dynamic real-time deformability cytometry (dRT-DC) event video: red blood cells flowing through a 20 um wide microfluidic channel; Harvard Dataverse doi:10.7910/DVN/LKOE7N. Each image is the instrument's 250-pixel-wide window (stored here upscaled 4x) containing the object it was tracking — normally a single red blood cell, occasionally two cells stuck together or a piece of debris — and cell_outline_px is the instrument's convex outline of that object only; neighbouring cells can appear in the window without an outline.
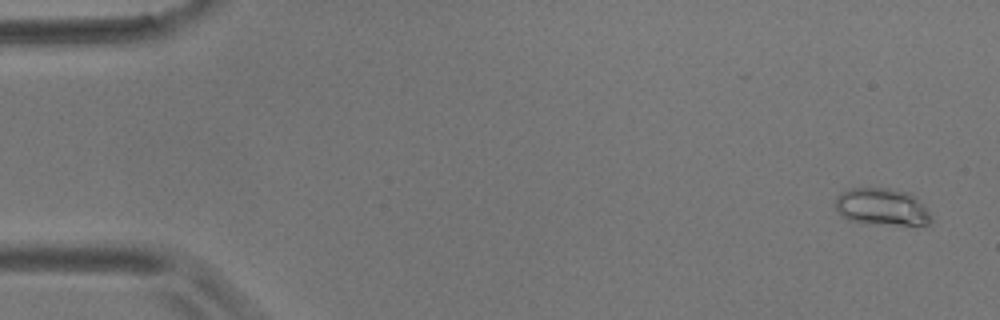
{"species": "common noctule bat (a hibernating species)", "species_latin": "Nyctalus noctula", "temperature_condition": "room temperature", "stored_images_in_passage": 5, "camera_frame_rate_fps": 3000, "um_per_image_px": 0.085, "animal": {"sex": "male", "body_mass_g": 17.9}, "frame": {"image": 1, "passage_image": 1, "time_ms": 0.0, "image_size_px": [1000, 320], "cell_outline_px": [[932, 220], [928, 224], [868, 224], [848, 220], [832, 204], [836, 196], [840, 192], [848, 188], [888, 188], [908, 192], [916, 196], [920, 200], [932, 216]], "centroid_in_image_um": [74.93, 17.57], "position_along_channel_um": 10.1, "area_um2": 20.98}}
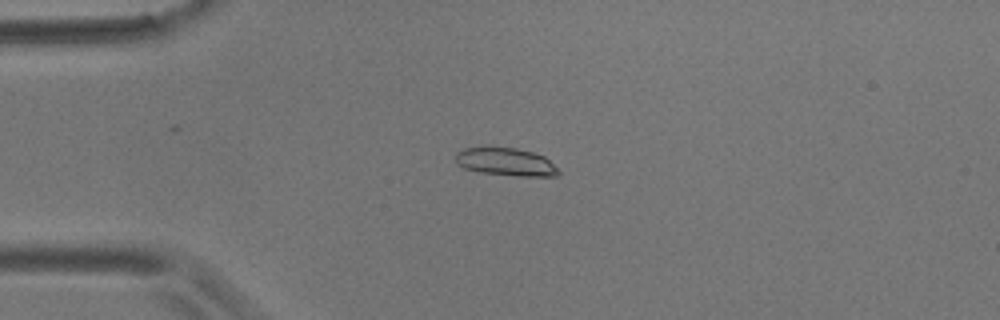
{"frame": {"image": 2, "passage_image": 4, "time_ms": 3.667, "image_size_px": [1000, 320], "cell_outline_px": [[560, 172], [556, 176], [520, 176], [480, 172], [464, 168], [456, 164], [456, 152], [464, 148], [488, 144], [516, 148], [532, 152], [544, 156]], "centroid_in_image_um": [42.92, 13.71], "position_along_channel_um": 42.1, "area_um2": 17.17}}
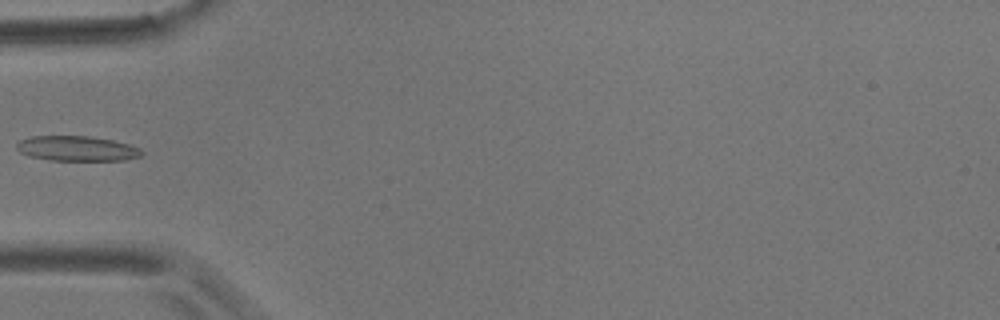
{"frame": {"image": 3, "passage_image": 5, "time_ms": 5.333, "image_size_px": [1000, 320], "cell_outline_px": [[144, 152], [140, 156], [124, 160], [52, 160], [28, 156], [20, 152], [16, 148], [16, 144], [20, 140], [32, 136], [92, 136], [112, 140], [128, 144], [140, 148]], "centroid_in_image_um": [6.53, 12.62], "position_along_channel_um": 78.5, "area_um2": 18.21}}